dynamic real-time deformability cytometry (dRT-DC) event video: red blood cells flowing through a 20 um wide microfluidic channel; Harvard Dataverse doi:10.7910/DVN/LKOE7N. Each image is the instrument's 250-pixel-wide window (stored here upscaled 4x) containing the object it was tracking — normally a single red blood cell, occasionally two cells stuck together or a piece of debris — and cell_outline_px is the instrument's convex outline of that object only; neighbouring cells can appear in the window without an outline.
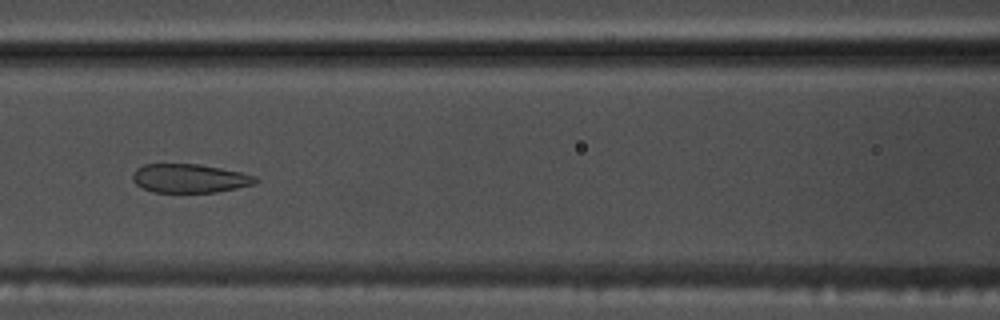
{"species": "common noctule bat (a hibernating species)", "species_latin": "Nyctalus noctula", "temperature_condition": "warm", "stored_images_in_passage": 53, "camera_frame_rate_fps": 3000, "um_per_image_px": 0.085, "animal": {"sex": "male", "body_mass_g": 17.5, "forearm_length_mm": 52.3}, "frame": {"image": 1, "passage_image": 23, "time_ms": 7.333, "image_size_px": [1000, 320], "cell_outline_px": [[260, 180], [256, 184], [216, 192], [152, 192], [136, 184], [132, 180], [132, 172], [136, 168], [144, 164], [200, 164], [240, 172], [256, 176]], "centroid_in_image_um": [16.12, 15.16], "position_along_channel_um": 150.5, "area_um2": 20.69}}
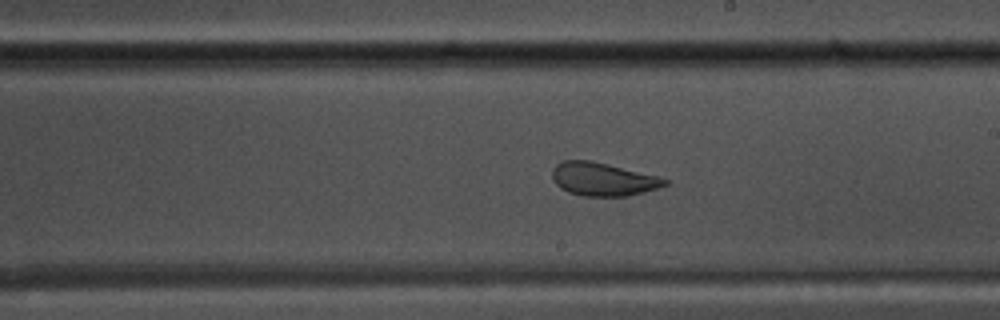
{"frame": {"image": 2, "passage_image": 30, "time_ms": 9.667, "image_size_px": [1000, 320], "cell_outline_px": [[668, 184], [644, 192], [628, 196], [580, 196], [568, 192], [560, 188], [552, 180], [552, 168], [556, 164], [564, 160], [588, 160], [608, 164], [656, 176], [668, 180]], "centroid_in_image_um": [51.19, 15.24], "position_along_channel_um": 237.8, "area_um2": 21.73}}
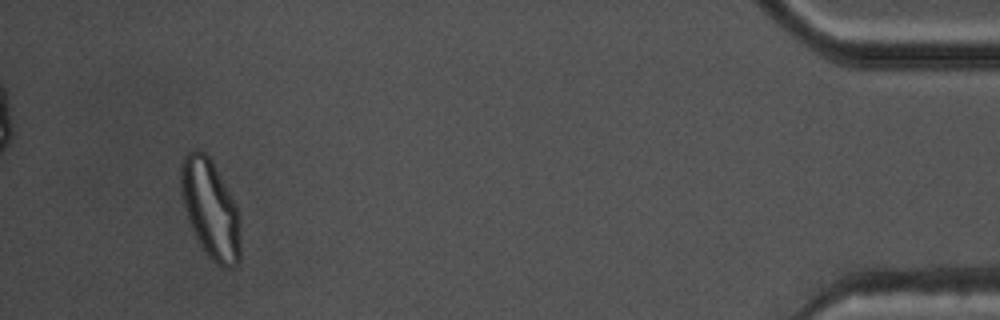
{"frame": {"image": 3, "passage_image": 50, "time_ms": 16.333, "image_size_px": [1000, 320], "cell_outline_px": [[240, 260], [232, 268], [220, 268], [204, 252], [192, 228], [184, 204], [180, 188], [180, 160], [192, 148], [196, 148], [204, 152], [208, 156], [236, 204], [240, 212]], "centroid_in_image_um": [17.89, 17.78], "position_along_channel_um": 417.3, "area_um2": 34.33}, "authors_computed_cell_mechanics": {"area_um2": 27.5128, "velocity_mm_per_s": 3.7581, "shape_relaxation_time_tau1_ms": null, "shape_relaxation_time_tau2_ms": 1.0859, "deformation_change_tau1": null, "deformation_change_tau2": 0.0764}}